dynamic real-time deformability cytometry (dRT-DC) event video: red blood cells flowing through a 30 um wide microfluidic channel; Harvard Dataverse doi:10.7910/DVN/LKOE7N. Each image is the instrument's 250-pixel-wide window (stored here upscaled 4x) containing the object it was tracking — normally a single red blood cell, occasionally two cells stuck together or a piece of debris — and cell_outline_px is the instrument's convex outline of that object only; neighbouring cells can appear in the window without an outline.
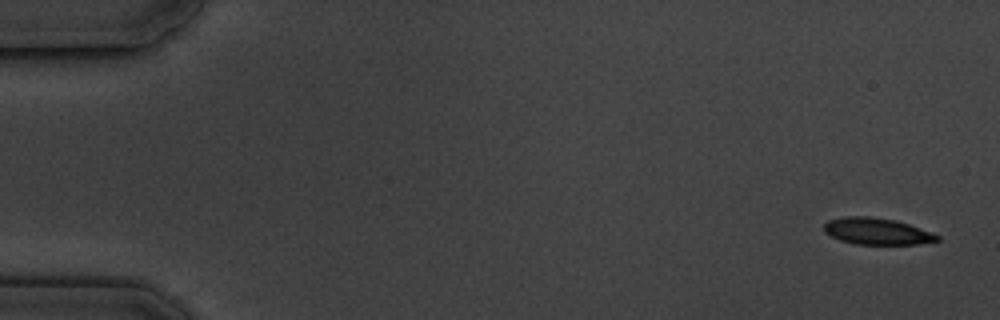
{"species": "common noctule bat (a hibernating species)", "species_latin": "Nyctalus noctula", "temperature_condition": "cold", "stored_images_in_passage": 6, "camera_frame_rate_fps": 3000, "um_per_image_px": 0.085, "animal": {"sex": "male", "body_mass_g": 19.5, "forearm_length_mm": 54.6}, "frame": {"image": 1, "passage_image": 1, "time_ms": 0.0, "image_size_px": [1000, 320], "cell_outline_px": [[940, 240], [916, 244], [856, 244], [840, 240], [824, 232], [824, 224], [828, 220], [844, 216], [868, 216], [896, 220], [920, 228], [940, 236]], "centroid_in_image_um": [74.51, 19.65], "position_along_channel_um": 10.5, "area_um2": 17.46}}
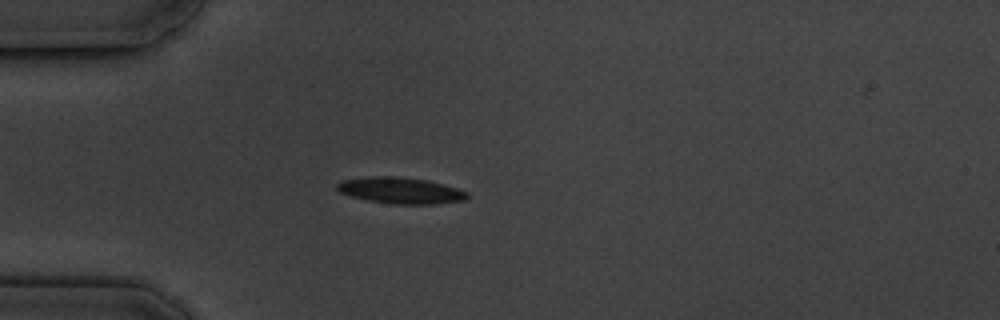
{"frame": {"image": 2, "passage_image": 5, "time_ms": 4.667, "image_size_px": [1000, 320], "cell_outline_px": [[468, 200], [436, 204], [392, 204], [368, 200], [352, 196], [340, 192], [336, 188], [336, 184], [340, 180], [368, 176], [396, 176], [428, 180], [456, 188], [468, 192]], "centroid_in_image_um": [34.05, 16.19], "position_along_channel_um": 51.0, "area_um2": 20.06}}